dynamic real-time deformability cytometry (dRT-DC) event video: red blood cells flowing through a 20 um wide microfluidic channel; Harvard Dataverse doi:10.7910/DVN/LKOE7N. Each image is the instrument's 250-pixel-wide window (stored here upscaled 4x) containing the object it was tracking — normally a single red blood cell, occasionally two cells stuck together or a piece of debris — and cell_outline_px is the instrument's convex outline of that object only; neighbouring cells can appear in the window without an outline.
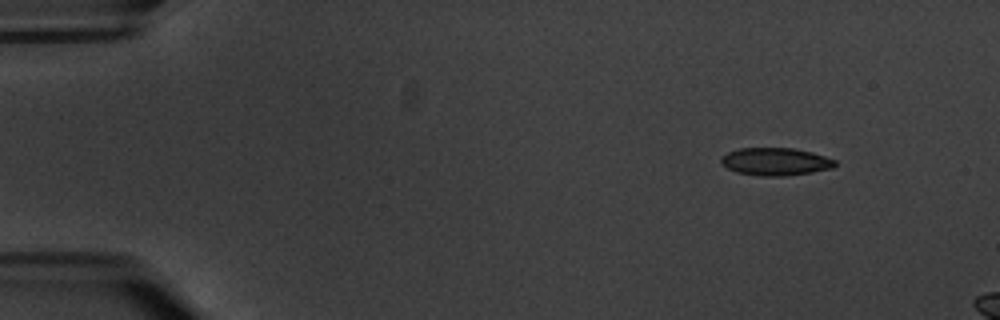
{"species": "common noctule bat (a hibernating species)", "species_latin": "Nyctalus noctula", "temperature_condition": "warm", "stored_images_in_passage": 4, "camera_frame_rate_fps": 3000, "um_per_image_px": 0.085, "animal": {"sex": "male", "body_mass_g": 20.1, "forearm_length_mm": 53.5}, "frame": {"image": 1, "passage_image": 1, "time_ms": 0.0, "image_size_px": [1000, 320], "cell_outline_px": [[836, 164], [832, 168], [812, 172], [784, 176], [760, 176], [736, 172], [728, 168], [720, 160], [720, 156], [728, 152], [740, 148], [792, 148], [812, 152], [836, 160]], "centroid_in_image_um": [65.91, 13.73], "position_along_channel_um": 19.1, "area_um2": 18.32}}